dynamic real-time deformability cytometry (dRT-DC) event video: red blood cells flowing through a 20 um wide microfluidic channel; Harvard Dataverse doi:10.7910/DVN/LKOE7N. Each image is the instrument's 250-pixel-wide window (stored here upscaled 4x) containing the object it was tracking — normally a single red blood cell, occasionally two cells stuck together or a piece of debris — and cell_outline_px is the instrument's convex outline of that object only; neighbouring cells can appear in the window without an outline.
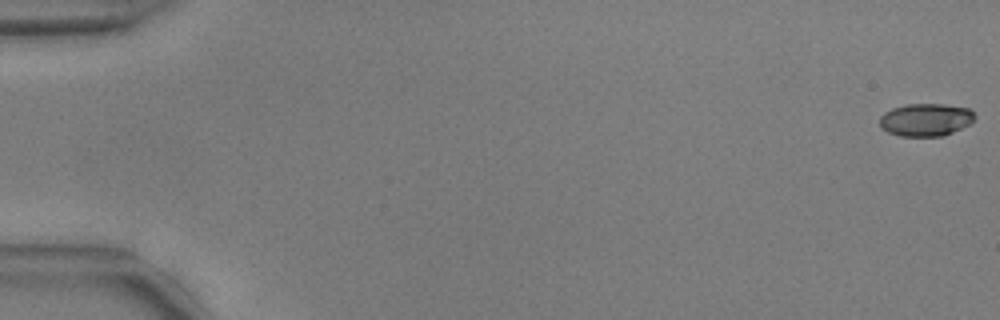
{"species": "common noctule bat (a hibernating species)", "species_latin": "Nyctalus noctula", "temperature_condition": "warm", "stored_images_in_passage": 55, "camera_frame_rate_fps": 3000, "um_per_image_px": 0.085, "animal": {"sex": "male", "body_mass_g": 17.9, "forearm_length_mm": 54.2}, "frame": {"image": 1, "passage_image": 1, "time_ms": 0.0, "image_size_px": [1000, 320], "cell_outline_px": [[976, 116], [968, 124], [944, 136], [900, 136], [888, 132], [880, 128], [880, 116], [884, 112], [892, 108], [908, 104], [944, 104], [968, 108]], "centroid_in_image_um": [78.64, 10.18], "position_along_channel_um": 6.4, "area_um2": 18.03}}
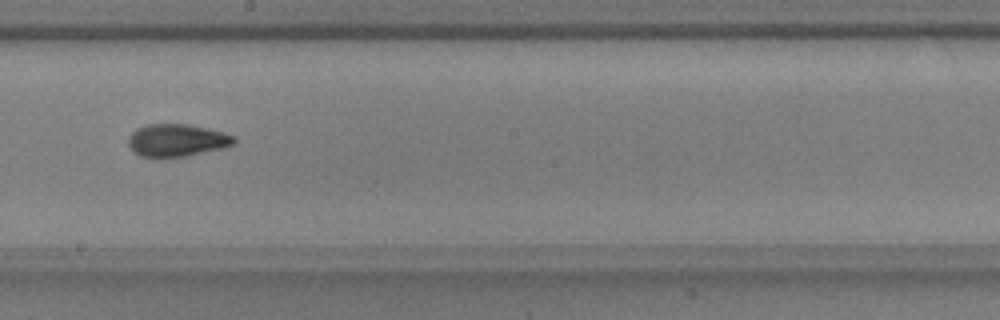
{"frame": {"image": 2, "passage_image": 32, "time_ms": 10.333, "image_size_px": [1000, 320], "cell_outline_px": [[236, 144], [224, 148], [184, 156], [140, 156], [132, 152], [128, 144], [128, 136], [136, 128], [144, 124], [188, 124], [208, 128], [224, 132], [236, 136]], "centroid_in_image_um": [15.05, 11.9], "position_along_channel_um": 233.2, "area_um2": 20.17}}
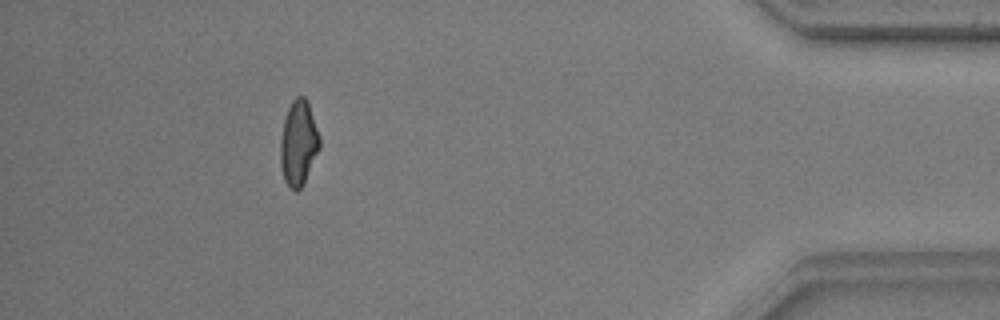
{"frame": {"image": 3, "passage_image": 50, "time_ms": 16.333, "image_size_px": [1000, 320], "cell_outline_px": [[320, 148], [304, 184], [296, 192], [288, 188], [284, 180], [280, 164], [280, 140], [284, 120], [288, 108], [292, 100], [296, 96], [304, 96], [308, 100], [320, 136]], "centroid_in_image_um": [25.38, 12.18], "position_along_channel_um": 409.8, "area_um2": 19.83}, "authors_computed_cell_mechanics": {"area_um2": 19.3052, "velocity_mm_per_s": 3.769, "shape_relaxation_time_tau1_ms": 8.2474, "shape_relaxation_time_tau2_ms": 1.294, "deformation_change_tau1": 0.2338, "deformation_change_tau2": 0.0661}}